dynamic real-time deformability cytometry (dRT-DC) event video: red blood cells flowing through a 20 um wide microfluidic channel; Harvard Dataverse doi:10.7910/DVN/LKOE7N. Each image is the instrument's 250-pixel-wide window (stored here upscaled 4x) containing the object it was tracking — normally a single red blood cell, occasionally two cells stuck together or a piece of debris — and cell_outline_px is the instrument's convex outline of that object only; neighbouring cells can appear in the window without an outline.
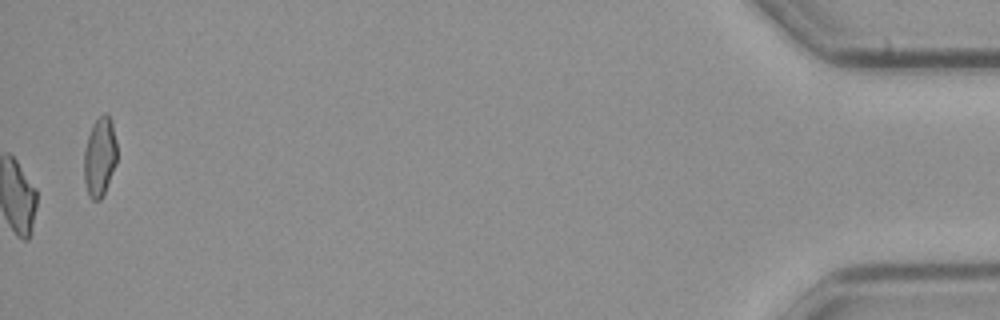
{"species": "common noctule bat (a hibernating species)", "species_latin": "Nyctalus noctula", "temperature_condition": "cold", "stored_images_in_passage": 55, "camera_frame_rate_fps": 3000, "um_per_image_px": 0.085, "animal": {"sex": "male", "body_mass_g": 23.1, "forearm_length_mm": 52.7}, "frame": {"image": 1, "passage_image": 55, "time_ms": 18.0, "image_size_px": [1000, 320], "cell_outline_px": [[116, 164], [104, 192], [100, 200], [92, 200], [88, 196], [84, 180], [84, 152], [88, 136], [92, 124], [104, 112], [108, 112], [112, 124], [116, 140]], "centroid_in_image_um": [8.47, 13.32], "position_along_channel_um": 426.7, "area_um2": 15.2}}